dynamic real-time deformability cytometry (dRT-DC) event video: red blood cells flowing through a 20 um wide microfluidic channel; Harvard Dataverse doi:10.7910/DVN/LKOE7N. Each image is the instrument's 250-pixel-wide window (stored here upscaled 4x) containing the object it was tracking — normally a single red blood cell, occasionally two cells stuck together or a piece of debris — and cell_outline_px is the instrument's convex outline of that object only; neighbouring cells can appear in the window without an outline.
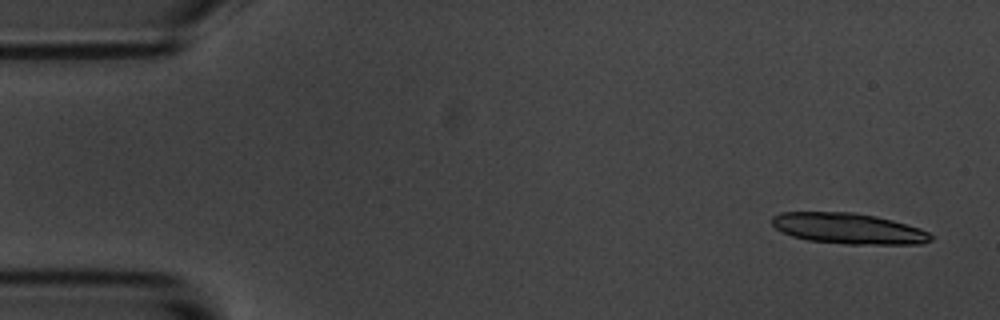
{"species": "common noctule bat (a hibernating species)", "species_latin": "Nyctalus noctula", "temperature_condition": "room temperature", "stored_images_in_passage": 5, "camera_frame_rate_fps": 3000, "um_per_image_px": 0.085, "animal": {"sex": "male", "body_mass_g": 20.1, "forearm_length_mm": 53.5}, "frame": {"image": 1, "passage_image": 1, "time_ms": 0.0, "image_size_px": [1000, 320], "cell_outline_px": [[932, 240], [920, 244], [844, 244], [808, 240], [792, 236], [776, 228], [772, 224], [772, 216], [780, 212], [852, 212], [876, 216], [892, 220], [920, 228], [928, 232], [932, 236]], "centroid_in_image_um": [72.11, 19.42], "position_along_channel_um": 12.9, "area_um2": 28.44}}
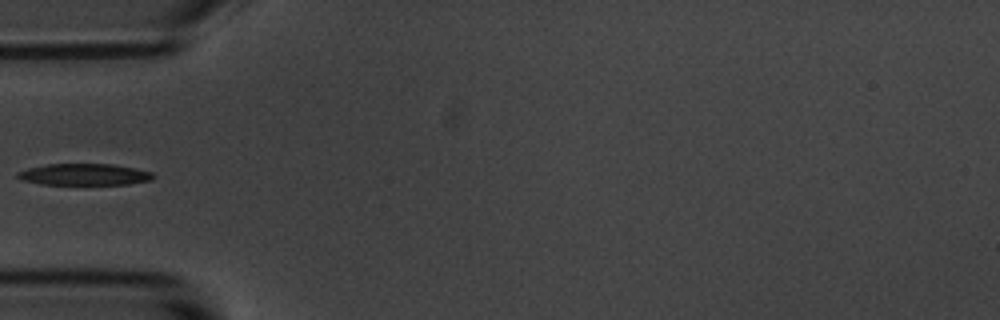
{"frame": {"image": 2, "passage_image": 5, "time_ms": 5.333, "image_size_px": [1000, 320], "cell_outline_px": [[156, 176], [152, 180], [128, 184], [40, 184], [20, 180], [16, 176], [16, 172], [28, 168], [48, 164], [112, 164], [152, 172]], "centroid_in_image_um": [7.13, 14.83], "position_along_channel_um": 77.9, "area_um2": 16.99}}